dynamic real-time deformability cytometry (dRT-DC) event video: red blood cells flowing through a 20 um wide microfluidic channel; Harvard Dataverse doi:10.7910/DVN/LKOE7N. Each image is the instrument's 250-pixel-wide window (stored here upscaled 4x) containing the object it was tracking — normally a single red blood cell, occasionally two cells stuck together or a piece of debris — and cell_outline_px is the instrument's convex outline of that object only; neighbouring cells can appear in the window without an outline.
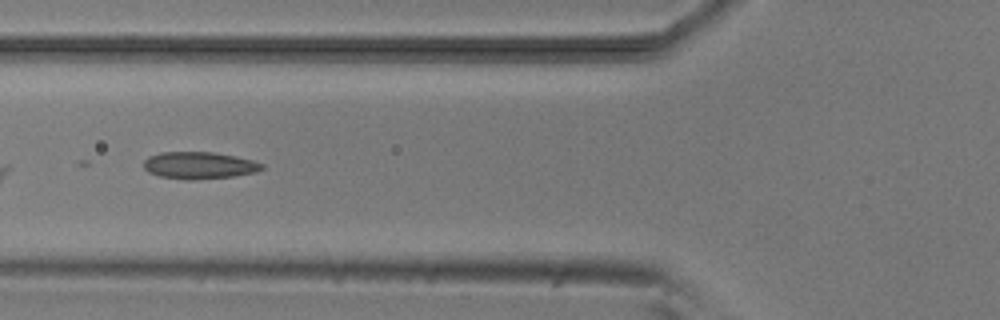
{"species": "common noctule bat (a hibernating species)", "species_latin": "Nyctalus noctula", "temperature_condition": "room temperature", "stored_images_in_passage": 10, "camera_frame_rate_fps": 3000, "um_per_image_px": 0.085, "animal": {"sex": "male", "body_mass_g": 20.5, "forearm_length_mm": 52.5}, "frame": {"image": 1, "passage_image": 7, "time_ms": 7.0, "image_size_px": [1000, 320], "cell_outline_px": [[264, 168], [256, 172], [232, 176], [192, 180], [188, 180], [160, 176], [148, 172], [144, 168], [144, 160], [148, 156], [160, 152], [212, 152], [236, 156], [252, 160], [264, 164]], "centroid_in_image_um": [16.92, 14.05], "position_along_channel_um": 108.9, "area_um2": 18.61}}
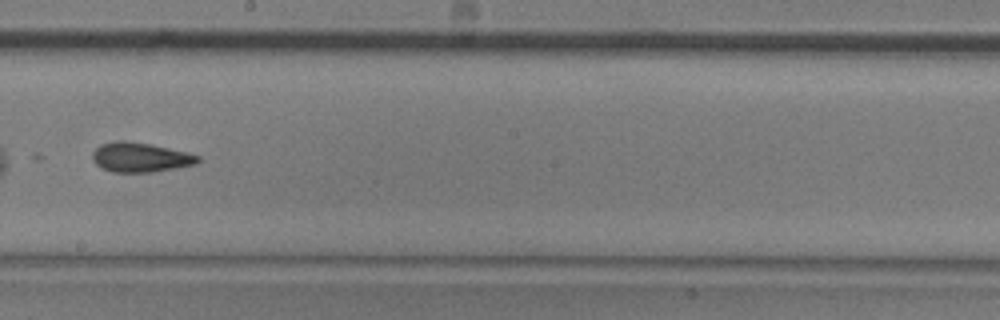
{"frame": {"image": 2, "passage_image": 10, "time_ms": 10.333, "image_size_px": [1000, 320], "cell_outline_px": [[200, 160], [196, 164], [176, 168], [152, 172], [112, 172], [100, 168], [96, 164], [92, 156], [92, 152], [100, 144], [116, 140], [124, 140], [152, 144], [188, 152], [200, 156]], "centroid_in_image_um": [11.92, 13.36], "position_along_channel_um": 236.3, "area_um2": 18.38}}